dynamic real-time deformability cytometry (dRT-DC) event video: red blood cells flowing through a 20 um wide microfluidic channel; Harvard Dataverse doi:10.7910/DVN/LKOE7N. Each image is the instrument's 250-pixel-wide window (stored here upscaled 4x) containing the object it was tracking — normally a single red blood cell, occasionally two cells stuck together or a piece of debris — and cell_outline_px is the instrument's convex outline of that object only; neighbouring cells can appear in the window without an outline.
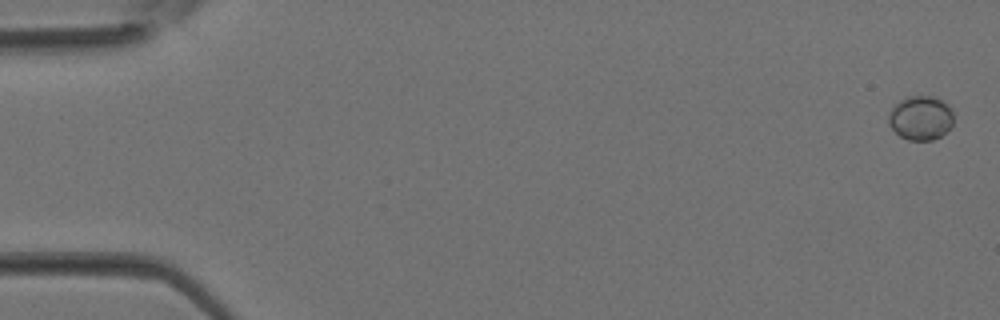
{"species": "Egyptian fruit bat (a non-hibernating species)", "species_latin": "Rousettus aegyptiacus", "temperature_condition": "room temperature", "stored_images_in_passage": 38, "camera_frame_rate_fps": 3000, "um_per_image_px": 0.085, "animal": {"sex": "female"}, "frame": {"image": 1, "passage_image": 1, "time_ms": 0.0, "image_size_px": [1000, 320], "cell_outline_px": [[952, 124], [940, 136], [932, 140], [908, 140], [900, 136], [888, 124], [888, 116], [892, 108], [900, 100], [908, 96], [936, 96], [948, 104], [952, 108]], "centroid_in_image_um": [78.25, 10.01], "position_along_channel_um": 6.7, "area_um2": 16.7}}
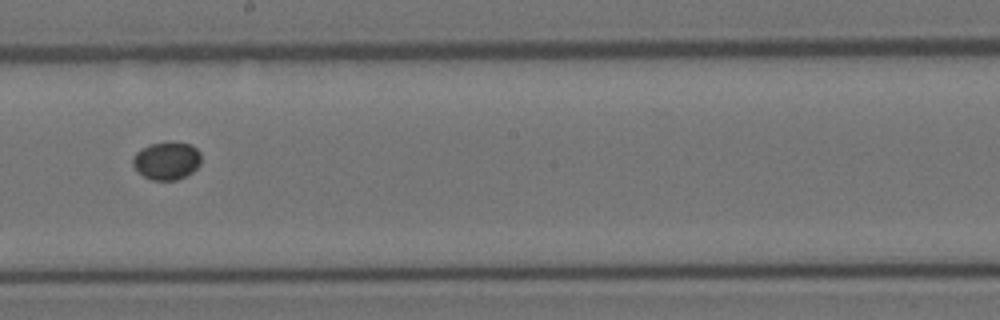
{"frame": {"image": 2, "passage_image": 22, "time_ms": 7.0, "image_size_px": [1000, 320], "cell_outline_px": [[200, 164], [192, 172], [176, 180], [152, 180], [144, 176], [132, 164], [132, 156], [136, 152], [152, 144], [168, 140], [172, 140], [192, 144], [200, 152]], "centroid_in_image_um": [14.19, 13.62], "position_along_channel_um": 234.0, "area_um2": 15.2}}
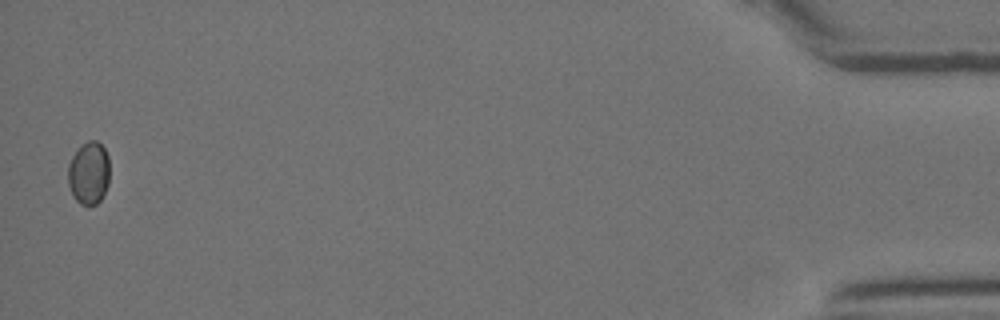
{"frame": {"image": 3, "passage_image": 38, "time_ms": 12.333, "image_size_px": [1000, 320], "cell_outline_px": [[108, 184], [100, 200], [96, 204], [80, 204], [72, 196], [68, 184], [68, 164], [76, 148], [80, 144], [88, 140], [96, 140], [104, 148], [108, 156]], "centroid_in_image_um": [7.52, 14.68], "position_along_channel_um": 427.7, "area_um2": 15.32}}